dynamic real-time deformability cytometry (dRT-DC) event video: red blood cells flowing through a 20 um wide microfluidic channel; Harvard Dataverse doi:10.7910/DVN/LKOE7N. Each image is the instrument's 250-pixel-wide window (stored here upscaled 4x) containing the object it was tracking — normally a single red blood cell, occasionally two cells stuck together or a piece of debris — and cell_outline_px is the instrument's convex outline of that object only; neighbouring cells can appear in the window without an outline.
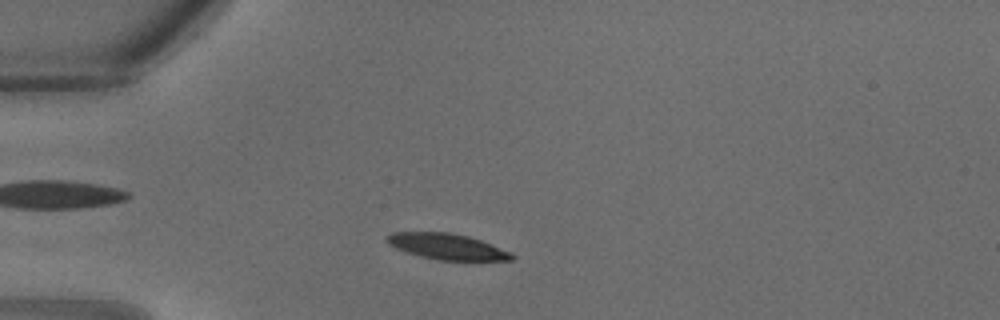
{"species": "common noctule bat (a hibernating species)", "species_latin": "Nyctalus noctula", "temperature_condition": "warm", "stored_images_in_passage": 28, "camera_frame_rate_fps": 3000, "um_per_image_px": 0.085, "animal": {"sex": "male", "body_mass_g": 18.8}, "frame": {"image": 1, "passage_image": 4, "time_ms": 1.0, "image_size_px": [1000, 320], "cell_outline_px": [[516, 256], [512, 260], [440, 260], [420, 256], [396, 248], [388, 244], [384, 240], [384, 236], [392, 232], [452, 232], [468, 236], [480, 240], [512, 252]], "centroid_in_image_um": [37.98, 20.94], "position_along_channel_um": 47.0, "area_um2": 18.9}}
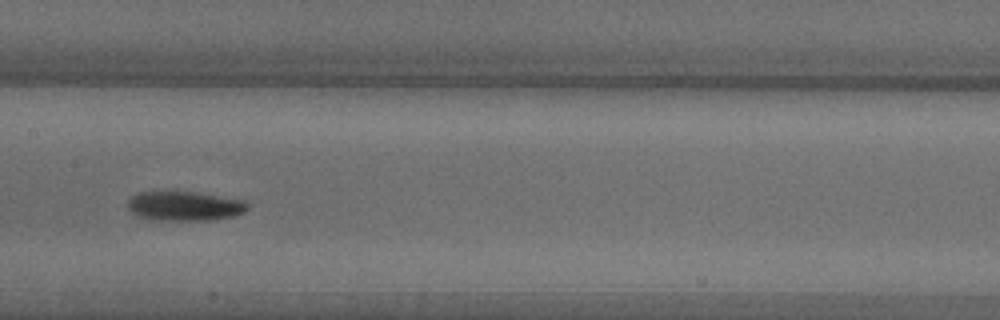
{"frame": {"image": 2, "passage_image": 12, "time_ms": 3.667, "image_size_px": [1000, 320], "cell_outline_px": [[248, 208], [244, 212], [232, 216], [208, 220], [148, 220], [136, 216], [128, 208], [128, 200], [136, 192], [200, 192], [244, 200], [248, 204]], "centroid_in_image_um": [15.66, 17.51], "position_along_channel_um": 191.7, "area_um2": 20.69}}
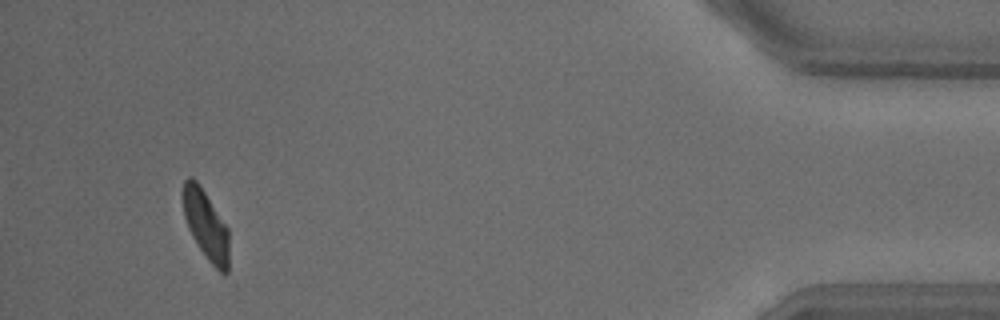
{"frame": {"image": 3, "passage_image": 26, "time_ms": 8.333, "image_size_px": [1000, 320], "cell_outline_px": [[228, 272], [224, 276], [208, 260], [192, 236], [188, 228], [184, 216], [180, 196], [180, 192], [184, 180], [188, 176], [196, 180], [200, 184], [228, 228]], "centroid_in_image_um": [17.46, 19.06], "position_along_channel_um": 417.7, "area_um2": 18.9}}